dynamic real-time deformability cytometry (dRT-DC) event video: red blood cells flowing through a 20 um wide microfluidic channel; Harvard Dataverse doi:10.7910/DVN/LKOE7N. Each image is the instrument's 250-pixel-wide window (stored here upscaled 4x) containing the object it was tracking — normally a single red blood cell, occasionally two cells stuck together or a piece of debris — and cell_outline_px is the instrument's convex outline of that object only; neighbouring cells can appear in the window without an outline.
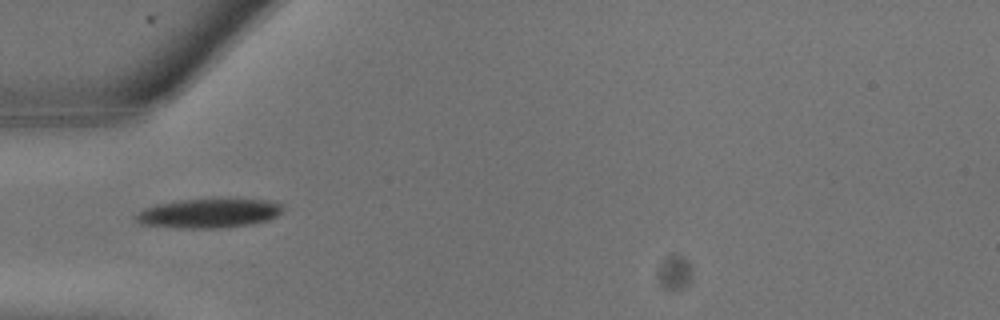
{"species": "common noctule bat (a hibernating species)", "species_latin": "Nyctalus noctula", "temperature_condition": "warm", "stored_images_in_passage": 2, "camera_frame_rate_fps": 3000, "um_per_image_px": 0.085, "animal": {"sex": "male", "body_mass_g": 13.3}, "frame": {"image": 1, "passage_image": 1, "time_ms": 0.0, "image_size_px": [1000, 320], "cell_outline_px": [[280, 212], [276, 216], [268, 220], [252, 224], [220, 228], [184, 228], [140, 224], [136, 220], [136, 212], [144, 208], [156, 204], [176, 200], [232, 196], [264, 200], [280, 204]], "centroid_in_image_um": [17.73, 18.08], "position_along_channel_um": 67.3, "area_um2": 25.84}}